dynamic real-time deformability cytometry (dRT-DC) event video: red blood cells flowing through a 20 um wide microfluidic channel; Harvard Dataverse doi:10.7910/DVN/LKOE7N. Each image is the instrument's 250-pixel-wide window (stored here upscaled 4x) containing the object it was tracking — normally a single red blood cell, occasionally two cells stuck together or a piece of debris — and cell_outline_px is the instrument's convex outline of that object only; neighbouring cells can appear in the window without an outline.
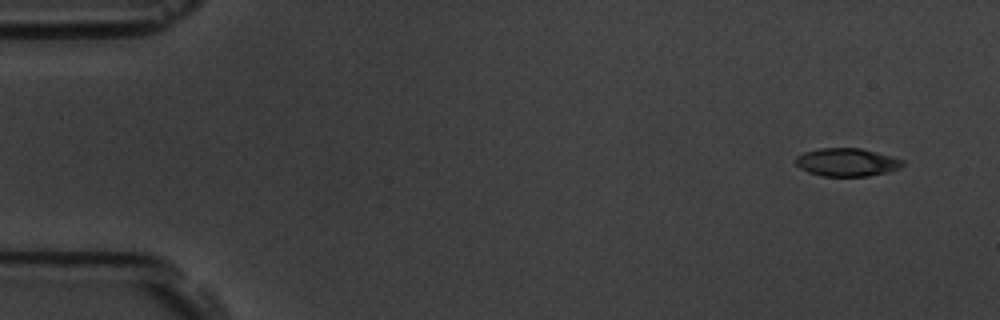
{"species": "common noctule bat (a hibernating species)", "species_latin": "Nyctalus noctula", "temperature_condition": "room temperature", "stored_images_in_passage": 6, "camera_frame_rate_fps": 3000, "um_per_image_px": 0.085, "animal": {"sex": "male", "body_mass_g": 19.5, "forearm_length_mm": 54.6}, "frame": {"image": 1, "passage_image": 1, "time_ms": 0.0, "image_size_px": [1000, 320], "cell_outline_px": [[904, 164], [900, 168], [888, 172], [868, 176], [820, 176], [808, 172], [800, 168], [796, 164], [796, 156], [804, 152], [820, 148], [860, 148], [892, 156], [904, 160]], "centroid_in_image_um": [71.99, 13.79], "position_along_channel_um": 13.0, "area_um2": 17.57}}
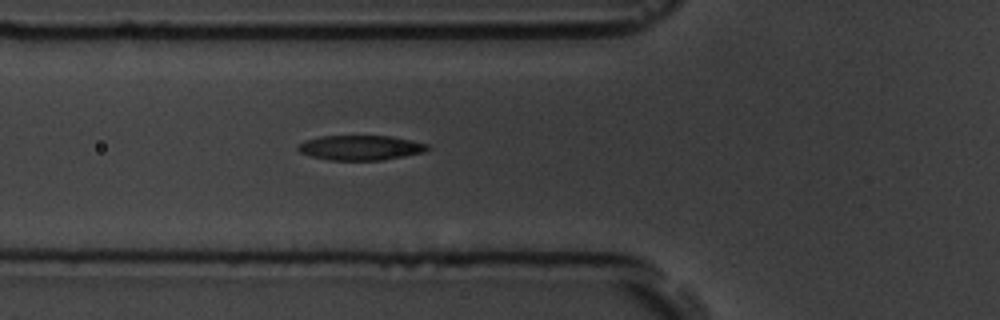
{"frame": {"image": 2, "passage_image": 6, "time_ms": 5.667, "image_size_px": [1000, 320], "cell_outline_px": [[432, 148], [424, 152], [384, 160], [328, 160], [312, 156], [300, 152], [296, 148], [304, 140], [320, 136], [388, 136], [428, 144]], "centroid_in_image_um": [30.64, 12.56], "position_along_channel_um": 95.2, "area_um2": 18.67}}